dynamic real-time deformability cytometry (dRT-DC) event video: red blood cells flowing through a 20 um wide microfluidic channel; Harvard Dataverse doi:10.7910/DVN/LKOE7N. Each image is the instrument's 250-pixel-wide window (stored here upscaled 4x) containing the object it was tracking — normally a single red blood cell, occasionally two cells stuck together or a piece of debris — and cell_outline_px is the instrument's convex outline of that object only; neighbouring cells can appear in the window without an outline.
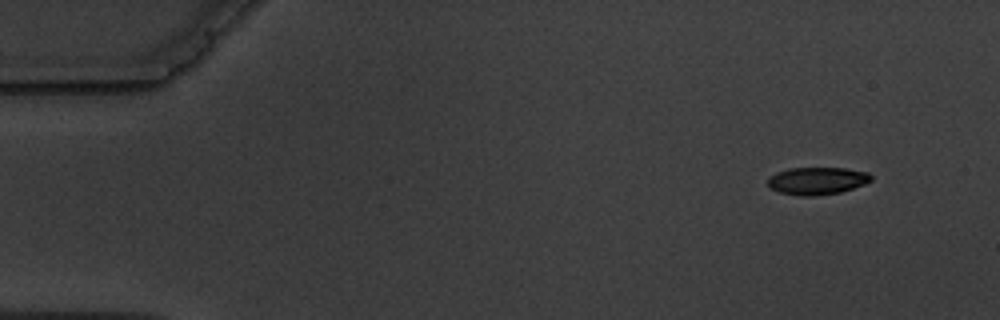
{"species": "common noctule bat (a hibernating species)", "species_latin": "Nyctalus noctula", "temperature_condition": "warm", "stored_images_in_passage": 6, "segment_of_instrument_passage": [2, 2], "camera_frame_rate_fps": 3000, "um_per_image_px": 0.085, "animal": {"sex": "male", "body_mass_g": 19.5, "forearm_length_mm": 54.6}, "frame": {"image": 1, "passage_image": 6, "time_ms": 7.0, "image_size_px": [1000, 320], "cell_outline_px": [[872, 180], [864, 184], [840, 192], [812, 196], [800, 196], [780, 192], [772, 188], [768, 184], [768, 176], [776, 172], [788, 168], [844, 168], [868, 172], [872, 176]], "centroid_in_image_um": [69.44, 15.36], "position_along_channel_um": 15.6, "area_um2": 16.47}}